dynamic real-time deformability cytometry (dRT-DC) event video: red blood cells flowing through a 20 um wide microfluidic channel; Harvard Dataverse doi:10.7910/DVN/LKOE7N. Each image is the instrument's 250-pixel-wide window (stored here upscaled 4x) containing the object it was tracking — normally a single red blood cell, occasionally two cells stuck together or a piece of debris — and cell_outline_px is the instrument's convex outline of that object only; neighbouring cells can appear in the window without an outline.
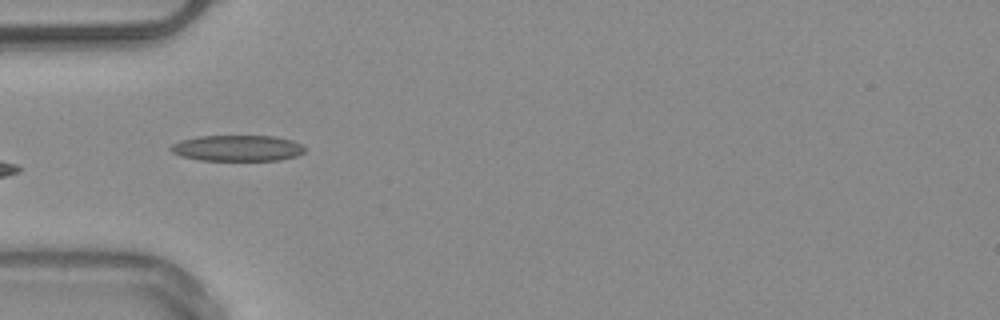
{"species": "common noctule bat (a hibernating species)", "species_latin": "Nyctalus noctula", "temperature_condition": "warm", "stored_images_in_passage": 5, "camera_frame_rate_fps": 3000, "um_per_image_px": 0.085, "animal": {"sex": "male", "body_mass_g": 20.4}, "frame": {"image": 1, "passage_image": 3, "time_ms": 0.667, "image_size_px": [1000, 320], "cell_outline_px": [[304, 152], [296, 156], [280, 160], [200, 160], [180, 156], [172, 152], [168, 148], [172, 144], [180, 140], [200, 136], [276, 136], [292, 140], [300, 144], [304, 148]], "centroid_in_image_um": [20.15, 12.59], "position_along_channel_um": 64.8, "area_um2": 20.29}}